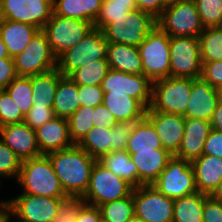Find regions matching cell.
<instances>
[{"label":"cell","instance_id":"obj_44","mask_svg":"<svg viewBox=\"0 0 222 222\" xmlns=\"http://www.w3.org/2000/svg\"><path fill=\"white\" fill-rule=\"evenodd\" d=\"M80 106L96 107L103 104L104 91L101 85L78 86Z\"/></svg>","mask_w":222,"mask_h":222},{"label":"cell","instance_id":"obj_30","mask_svg":"<svg viewBox=\"0 0 222 222\" xmlns=\"http://www.w3.org/2000/svg\"><path fill=\"white\" fill-rule=\"evenodd\" d=\"M153 149H163V147L155 127L144 117L134 123L131 134L128 137L126 151L129 154H134L136 151H153Z\"/></svg>","mask_w":222,"mask_h":222},{"label":"cell","instance_id":"obj_31","mask_svg":"<svg viewBox=\"0 0 222 222\" xmlns=\"http://www.w3.org/2000/svg\"><path fill=\"white\" fill-rule=\"evenodd\" d=\"M97 161L134 188L138 187V170L127 151L109 152Z\"/></svg>","mask_w":222,"mask_h":222},{"label":"cell","instance_id":"obj_25","mask_svg":"<svg viewBox=\"0 0 222 222\" xmlns=\"http://www.w3.org/2000/svg\"><path fill=\"white\" fill-rule=\"evenodd\" d=\"M103 105L117 122H138L145 117L146 109L125 93H104Z\"/></svg>","mask_w":222,"mask_h":222},{"label":"cell","instance_id":"obj_10","mask_svg":"<svg viewBox=\"0 0 222 222\" xmlns=\"http://www.w3.org/2000/svg\"><path fill=\"white\" fill-rule=\"evenodd\" d=\"M152 185L163 195L176 199L197 192L191 162L175 155Z\"/></svg>","mask_w":222,"mask_h":222},{"label":"cell","instance_id":"obj_54","mask_svg":"<svg viewBox=\"0 0 222 222\" xmlns=\"http://www.w3.org/2000/svg\"><path fill=\"white\" fill-rule=\"evenodd\" d=\"M211 128L222 132V101H219L210 120Z\"/></svg>","mask_w":222,"mask_h":222},{"label":"cell","instance_id":"obj_14","mask_svg":"<svg viewBox=\"0 0 222 222\" xmlns=\"http://www.w3.org/2000/svg\"><path fill=\"white\" fill-rule=\"evenodd\" d=\"M152 84L153 82L143 74L109 69L101 86L104 93H125L148 109L152 101Z\"/></svg>","mask_w":222,"mask_h":222},{"label":"cell","instance_id":"obj_41","mask_svg":"<svg viewBox=\"0 0 222 222\" xmlns=\"http://www.w3.org/2000/svg\"><path fill=\"white\" fill-rule=\"evenodd\" d=\"M21 166L22 160L0 140V183L5 177L17 180Z\"/></svg>","mask_w":222,"mask_h":222},{"label":"cell","instance_id":"obj_59","mask_svg":"<svg viewBox=\"0 0 222 222\" xmlns=\"http://www.w3.org/2000/svg\"><path fill=\"white\" fill-rule=\"evenodd\" d=\"M127 222H144L142 219L138 218L135 214Z\"/></svg>","mask_w":222,"mask_h":222},{"label":"cell","instance_id":"obj_23","mask_svg":"<svg viewBox=\"0 0 222 222\" xmlns=\"http://www.w3.org/2000/svg\"><path fill=\"white\" fill-rule=\"evenodd\" d=\"M39 30L34 25L0 19V36L7 47L9 56L12 58L26 49Z\"/></svg>","mask_w":222,"mask_h":222},{"label":"cell","instance_id":"obj_24","mask_svg":"<svg viewBox=\"0 0 222 222\" xmlns=\"http://www.w3.org/2000/svg\"><path fill=\"white\" fill-rule=\"evenodd\" d=\"M191 165L194 170L197 191L210 195L222 180V159L202 154L193 160Z\"/></svg>","mask_w":222,"mask_h":222},{"label":"cell","instance_id":"obj_55","mask_svg":"<svg viewBox=\"0 0 222 222\" xmlns=\"http://www.w3.org/2000/svg\"><path fill=\"white\" fill-rule=\"evenodd\" d=\"M11 215L10 200L0 199V222H8Z\"/></svg>","mask_w":222,"mask_h":222},{"label":"cell","instance_id":"obj_39","mask_svg":"<svg viewBox=\"0 0 222 222\" xmlns=\"http://www.w3.org/2000/svg\"><path fill=\"white\" fill-rule=\"evenodd\" d=\"M4 90L20 107L24 115L33 107V91L29 77L17 76Z\"/></svg>","mask_w":222,"mask_h":222},{"label":"cell","instance_id":"obj_36","mask_svg":"<svg viewBox=\"0 0 222 222\" xmlns=\"http://www.w3.org/2000/svg\"><path fill=\"white\" fill-rule=\"evenodd\" d=\"M98 208L104 222H127L135 214L133 191L127 197L104 203Z\"/></svg>","mask_w":222,"mask_h":222},{"label":"cell","instance_id":"obj_17","mask_svg":"<svg viewBox=\"0 0 222 222\" xmlns=\"http://www.w3.org/2000/svg\"><path fill=\"white\" fill-rule=\"evenodd\" d=\"M145 117L153 124L163 149L177 154L184 135L185 117L146 109Z\"/></svg>","mask_w":222,"mask_h":222},{"label":"cell","instance_id":"obj_38","mask_svg":"<svg viewBox=\"0 0 222 222\" xmlns=\"http://www.w3.org/2000/svg\"><path fill=\"white\" fill-rule=\"evenodd\" d=\"M95 107L80 106L68 119L69 135L73 144H79L87 135L88 131L94 127L93 111Z\"/></svg>","mask_w":222,"mask_h":222},{"label":"cell","instance_id":"obj_53","mask_svg":"<svg viewBox=\"0 0 222 222\" xmlns=\"http://www.w3.org/2000/svg\"><path fill=\"white\" fill-rule=\"evenodd\" d=\"M101 220L99 208L85 204L79 211L76 222H100Z\"/></svg>","mask_w":222,"mask_h":222},{"label":"cell","instance_id":"obj_32","mask_svg":"<svg viewBox=\"0 0 222 222\" xmlns=\"http://www.w3.org/2000/svg\"><path fill=\"white\" fill-rule=\"evenodd\" d=\"M207 194H194L174 199L173 222H203L204 199Z\"/></svg>","mask_w":222,"mask_h":222},{"label":"cell","instance_id":"obj_60","mask_svg":"<svg viewBox=\"0 0 222 222\" xmlns=\"http://www.w3.org/2000/svg\"><path fill=\"white\" fill-rule=\"evenodd\" d=\"M13 220H14V221H13ZM8 222H26V221L19 220V219L15 218V217L11 214Z\"/></svg>","mask_w":222,"mask_h":222},{"label":"cell","instance_id":"obj_26","mask_svg":"<svg viewBox=\"0 0 222 222\" xmlns=\"http://www.w3.org/2000/svg\"><path fill=\"white\" fill-rule=\"evenodd\" d=\"M107 62L110 69L131 74H143V66L138 47L108 43Z\"/></svg>","mask_w":222,"mask_h":222},{"label":"cell","instance_id":"obj_22","mask_svg":"<svg viewBox=\"0 0 222 222\" xmlns=\"http://www.w3.org/2000/svg\"><path fill=\"white\" fill-rule=\"evenodd\" d=\"M172 157L173 155L165 149L136 151V153L130 154V158L138 170V187L152 185Z\"/></svg>","mask_w":222,"mask_h":222},{"label":"cell","instance_id":"obj_18","mask_svg":"<svg viewBox=\"0 0 222 222\" xmlns=\"http://www.w3.org/2000/svg\"><path fill=\"white\" fill-rule=\"evenodd\" d=\"M0 140L22 161L42 155L37 145L35 130L24 122L1 126Z\"/></svg>","mask_w":222,"mask_h":222},{"label":"cell","instance_id":"obj_42","mask_svg":"<svg viewBox=\"0 0 222 222\" xmlns=\"http://www.w3.org/2000/svg\"><path fill=\"white\" fill-rule=\"evenodd\" d=\"M86 204L83 196H67L59 204L53 222H76L78 213Z\"/></svg>","mask_w":222,"mask_h":222},{"label":"cell","instance_id":"obj_12","mask_svg":"<svg viewBox=\"0 0 222 222\" xmlns=\"http://www.w3.org/2000/svg\"><path fill=\"white\" fill-rule=\"evenodd\" d=\"M13 60L17 76L37 75L57 67V58L42 30L36 33L26 49L16 55Z\"/></svg>","mask_w":222,"mask_h":222},{"label":"cell","instance_id":"obj_13","mask_svg":"<svg viewBox=\"0 0 222 222\" xmlns=\"http://www.w3.org/2000/svg\"><path fill=\"white\" fill-rule=\"evenodd\" d=\"M135 215L144 222H173L174 199L163 195L153 185L133 189Z\"/></svg>","mask_w":222,"mask_h":222},{"label":"cell","instance_id":"obj_40","mask_svg":"<svg viewBox=\"0 0 222 222\" xmlns=\"http://www.w3.org/2000/svg\"><path fill=\"white\" fill-rule=\"evenodd\" d=\"M204 28L222 23V0H194Z\"/></svg>","mask_w":222,"mask_h":222},{"label":"cell","instance_id":"obj_3","mask_svg":"<svg viewBox=\"0 0 222 222\" xmlns=\"http://www.w3.org/2000/svg\"><path fill=\"white\" fill-rule=\"evenodd\" d=\"M143 75L152 82L170 76V37L156 25L138 46Z\"/></svg>","mask_w":222,"mask_h":222},{"label":"cell","instance_id":"obj_61","mask_svg":"<svg viewBox=\"0 0 222 222\" xmlns=\"http://www.w3.org/2000/svg\"><path fill=\"white\" fill-rule=\"evenodd\" d=\"M217 90H218L219 100L222 101V85L219 88H217Z\"/></svg>","mask_w":222,"mask_h":222},{"label":"cell","instance_id":"obj_15","mask_svg":"<svg viewBox=\"0 0 222 222\" xmlns=\"http://www.w3.org/2000/svg\"><path fill=\"white\" fill-rule=\"evenodd\" d=\"M52 13L53 0H0V19L34 25L40 30Z\"/></svg>","mask_w":222,"mask_h":222},{"label":"cell","instance_id":"obj_33","mask_svg":"<svg viewBox=\"0 0 222 222\" xmlns=\"http://www.w3.org/2000/svg\"><path fill=\"white\" fill-rule=\"evenodd\" d=\"M112 142L113 128L94 126L78 145L91 157L98 160L102 155L111 152Z\"/></svg>","mask_w":222,"mask_h":222},{"label":"cell","instance_id":"obj_43","mask_svg":"<svg viewBox=\"0 0 222 222\" xmlns=\"http://www.w3.org/2000/svg\"><path fill=\"white\" fill-rule=\"evenodd\" d=\"M24 114L20 107L3 89L0 90V127L8 124L22 123Z\"/></svg>","mask_w":222,"mask_h":222},{"label":"cell","instance_id":"obj_46","mask_svg":"<svg viewBox=\"0 0 222 222\" xmlns=\"http://www.w3.org/2000/svg\"><path fill=\"white\" fill-rule=\"evenodd\" d=\"M135 122H117L113 127V142L111 152L126 151L128 137L131 134Z\"/></svg>","mask_w":222,"mask_h":222},{"label":"cell","instance_id":"obj_49","mask_svg":"<svg viewBox=\"0 0 222 222\" xmlns=\"http://www.w3.org/2000/svg\"><path fill=\"white\" fill-rule=\"evenodd\" d=\"M92 114L96 127L112 129L117 123L114 115L103 104L96 106Z\"/></svg>","mask_w":222,"mask_h":222},{"label":"cell","instance_id":"obj_4","mask_svg":"<svg viewBox=\"0 0 222 222\" xmlns=\"http://www.w3.org/2000/svg\"><path fill=\"white\" fill-rule=\"evenodd\" d=\"M191 78L167 77L153 81L150 110L184 115L190 92Z\"/></svg>","mask_w":222,"mask_h":222},{"label":"cell","instance_id":"obj_50","mask_svg":"<svg viewBox=\"0 0 222 222\" xmlns=\"http://www.w3.org/2000/svg\"><path fill=\"white\" fill-rule=\"evenodd\" d=\"M202 154L213 155L222 159V132L211 129Z\"/></svg>","mask_w":222,"mask_h":222},{"label":"cell","instance_id":"obj_57","mask_svg":"<svg viewBox=\"0 0 222 222\" xmlns=\"http://www.w3.org/2000/svg\"><path fill=\"white\" fill-rule=\"evenodd\" d=\"M1 58H10V56L8 54L7 47L0 36V59Z\"/></svg>","mask_w":222,"mask_h":222},{"label":"cell","instance_id":"obj_19","mask_svg":"<svg viewBox=\"0 0 222 222\" xmlns=\"http://www.w3.org/2000/svg\"><path fill=\"white\" fill-rule=\"evenodd\" d=\"M219 101L216 88L202 77L194 78L186 113L183 116L210 121Z\"/></svg>","mask_w":222,"mask_h":222},{"label":"cell","instance_id":"obj_47","mask_svg":"<svg viewBox=\"0 0 222 222\" xmlns=\"http://www.w3.org/2000/svg\"><path fill=\"white\" fill-rule=\"evenodd\" d=\"M201 77L213 88L222 85V61L202 62Z\"/></svg>","mask_w":222,"mask_h":222},{"label":"cell","instance_id":"obj_27","mask_svg":"<svg viewBox=\"0 0 222 222\" xmlns=\"http://www.w3.org/2000/svg\"><path fill=\"white\" fill-rule=\"evenodd\" d=\"M102 3L103 0H53V13L94 23Z\"/></svg>","mask_w":222,"mask_h":222},{"label":"cell","instance_id":"obj_20","mask_svg":"<svg viewBox=\"0 0 222 222\" xmlns=\"http://www.w3.org/2000/svg\"><path fill=\"white\" fill-rule=\"evenodd\" d=\"M36 140L41 154L72 147L68 119L55 116L36 130Z\"/></svg>","mask_w":222,"mask_h":222},{"label":"cell","instance_id":"obj_16","mask_svg":"<svg viewBox=\"0 0 222 222\" xmlns=\"http://www.w3.org/2000/svg\"><path fill=\"white\" fill-rule=\"evenodd\" d=\"M65 197H46L16 194L10 200L11 214L26 222H53L61 200Z\"/></svg>","mask_w":222,"mask_h":222},{"label":"cell","instance_id":"obj_37","mask_svg":"<svg viewBox=\"0 0 222 222\" xmlns=\"http://www.w3.org/2000/svg\"><path fill=\"white\" fill-rule=\"evenodd\" d=\"M109 69L107 60H95L75 70L69 78L78 86L102 85L103 79Z\"/></svg>","mask_w":222,"mask_h":222},{"label":"cell","instance_id":"obj_5","mask_svg":"<svg viewBox=\"0 0 222 222\" xmlns=\"http://www.w3.org/2000/svg\"><path fill=\"white\" fill-rule=\"evenodd\" d=\"M108 42L102 30L93 28L74 47L57 59L59 72L69 77L75 70L95 60H107Z\"/></svg>","mask_w":222,"mask_h":222},{"label":"cell","instance_id":"obj_6","mask_svg":"<svg viewBox=\"0 0 222 222\" xmlns=\"http://www.w3.org/2000/svg\"><path fill=\"white\" fill-rule=\"evenodd\" d=\"M134 187L116 176L98 161L95 162L89 185L83 196L86 204L99 206L132 194Z\"/></svg>","mask_w":222,"mask_h":222},{"label":"cell","instance_id":"obj_29","mask_svg":"<svg viewBox=\"0 0 222 222\" xmlns=\"http://www.w3.org/2000/svg\"><path fill=\"white\" fill-rule=\"evenodd\" d=\"M78 85L69 77L63 76L58 83L53 104L54 115L69 119L80 107Z\"/></svg>","mask_w":222,"mask_h":222},{"label":"cell","instance_id":"obj_8","mask_svg":"<svg viewBox=\"0 0 222 222\" xmlns=\"http://www.w3.org/2000/svg\"><path fill=\"white\" fill-rule=\"evenodd\" d=\"M157 25L169 37L192 36L198 38L205 29L194 0H184L167 6L157 19Z\"/></svg>","mask_w":222,"mask_h":222},{"label":"cell","instance_id":"obj_35","mask_svg":"<svg viewBox=\"0 0 222 222\" xmlns=\"http://www.w3.org/2000/svg\"><path fill=\"white\" fill-rule=\"evenodd\" d=\"M201 62L222 61V29L207 27L198 37Z\"/></svg>","mask_w":222,"mask_h":222},{"label":"cell","instance_id":"obj_34","mask_svg":"<svg viewBox=\"0 0 222 222\" xmlns=\"http://www.w3.org/2000/svg\"><path fill=\"white\" fill-rule=\"evenodd\" d=\"M135 10H137L135 0H103L94 28L103 30L115 19L130 17V12Z\"/></svg>","mask_w":222,"mask_h":222},{"label":"cell","instance_id":"obj_58","mask_svg":"<svg viewBox=\"0 0 222 222\" xmlns=\"http://www.w3.org/2000/svg\"><path fill=\"white\" fill-rule=\"evenodd\" d=\"M180 1H184V0H162V3L167 7V6H170V5L177 4Z\"/></svg>","mask_w":222,"mask_h":222},{"label":"cell","instance_id":"obj_1","mask_svg":"<svg viewBox=\"0 0 222 222\" xmlns=\"http://www.w3.org/2000/svg\"><path fill=\"white\" fill-rule=\"evenodd\" d=\"M47 155L67 196H84L97 159L77 144Z\"/></svg>","mask_w":222,"mask_h":222},{"label":"cell","instance_id":"obj_9","mask_svg":"<svg viewBox=\"0 0 222 222\" xmlns=\"http://www.w3.org/2000/svg\"><path fill=\"white\" fill-rule=\"evenodd\" d=\"M157 25V19L139 9L130 12V17L115 19L103 30L108 43L138 47L147 34Z\"/></svg>","mask_w":222,"mask_h":222},{"label":"cell","instance_id":"obj_48","mask_svg":"<svg viewBox=\"0 0 222 222\" xmlns=\"http://www.w3.org/2000/svg\"><path fill=\"white\" fill-rule=\"evenodd\" d=\"M203 222H222V202L206 195L203 206Z\"/></svg>","mask_w":222,"mask_h":222},{"label":"cell","instance_id":"obj_45","mask_svg":"<svg viewBox=\"0 0 222 222\" xmlns=\"http://www.w3.org/2000/svg\"><path fill=\"white\" fill-rule=\"evenodd\" d=\"M53 108H45L41 105H33L29 112L24 116V123L36 130L46 122L54 118Z\"/></svg>","mask_w":222,"mask_h":222},{"label":"cell","instance_id":"obj_56","mask_svg":"<svg viewBox=\"0 0 222 222\" xmlns=\"http://www.w3.org/2000/svg\"><path fill=\"white\" fill-rule=\"evenodd\" d=\"M210 196L213 199L222 202V180L218 183V186L212 191Z\"/></svg>","mask_w":222,"mask_h":222},{"label":"cell","instance_id":"obj_7","mask_svg":"<svg viewBox=\"0 0 222 222\" xmlns=\"http://www.w3.org/2000/svg\"><path fill=\"white\" fill-rule=\"evenodd\" d=\"M94 28V23L71 19L52 13L51 19L42 28L54 56L58 59L74 47Z\"/></svg>","mask_w":222,"mask_h":222},{"label":"cell","instance_id":"obj_2","mask_svg":"<svg viewBox=\"0 0 222 222\" xmlns=\"http://www.w3.org/2000/svg\"><path fill=\"white\" fill-rule=\"evenodd\" d=\"M17 183L22 193L46 197H67L48 155L22 161Z\"/></svg>","mask_w":222,"mask_h":222},{"label":"cell","instance_id":"obj_52","mask_svg":"<svg viewBox=\"0 0 222 222\" xmlns=\"http://www.w3.org/2000/svg\"><path fill=\"white\" fill-rule=\"evenodd\" d=\"M137 9L151 14L158 19L166 6L162 0H135Z\"/></svg>","mask_w":222,"mask_h":222},{"label":"cell","instance_id":"obj_28","mask_svg":"<svg viewBox=\"0 0 222 222\" xmlns=\"http://www.w3.org/2000/svg\"><path fill=\"white\" fill-rule=\"evenodd\" d=\"M28 77L30 78L33 91V105L52 108L59 80L63 77L58 68L56 67L48 72Z\"/></svg>","mask_w":222,"mask_h":222},{"label":"cell","instance_id":"obj_51","mask_svg":"<svg viewBox=\"0 0 222 222\" xmlns=\"http://www.w3.org/2000/svg\"><path fill=\"white\" fill-rule=\"evenodd\" d=\"M17 77L14 60L10 58L0 59V90L5 89Z\"/></svg>","mask_w":222,"mask_h":222},{"label":"cell","instance_id":"obj_21","mask_svg":"<svg viewBox=\"0 0 222 222\" xmlns=\"http://www.w3.org/2000/svg\"><path fill=\"white\" fill-rule=\"evenodd\" d=\"M211 129L210 121L185 118L183 140L175 156L189 162L199 158Z\"/></svg>","mask_w":222,"mask_h":222},{"label":"cell","instance_id":"obj_11","mask_svg":"<svg viewBox=\"0 0 222 222\" xmlns=\"http://www.w3.org/2000/svg\"><path fill=\"white\" fill-rule=\"evenodd\" d=\"M200 42L192 36L170 37V77H201Z\"/></svg>","mask_w":222,"mask_h":222}]
</instances>
